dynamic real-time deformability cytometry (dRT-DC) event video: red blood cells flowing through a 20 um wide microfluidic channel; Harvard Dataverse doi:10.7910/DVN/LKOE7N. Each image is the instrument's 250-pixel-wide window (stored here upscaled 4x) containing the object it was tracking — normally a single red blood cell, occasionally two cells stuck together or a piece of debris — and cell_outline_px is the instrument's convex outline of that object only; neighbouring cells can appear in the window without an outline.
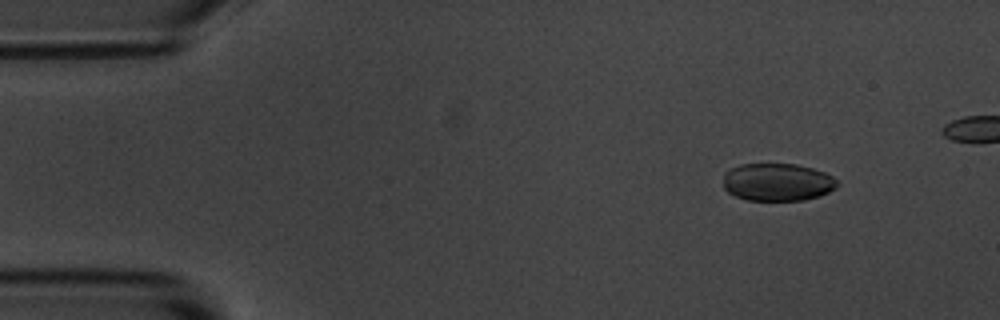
{"species": "common noctule bat (a hibernating species)", "species_latin": "Nyctalus noctula", "temperature_condition": "room temperature", "stored_images_in_passage": 35, "camera_frame_rate_fps": 3000, "um_per_image_px": 0.085, "animal": {"sex": "male", "body_mass_g": 20.1, "forearm_length_mm": 53.5}, "frame": {"image": 1, "passage_image": 6, "time_ms": 1.667, "image_size_px": [1000, 320], "cell_outline_px": [[840, 184], [836, 188], [820, 196], [804, 200], [748, 200], [736, 196], [728, 192], [724, 188], [724, 172], [740, 164], [796, 164], [812, 168], [824, 172], [832, 176]], "centroid_in_image_um": [66.1, 15.48], "position_along_channel_um": 18.9, "area_um2": 25.09}}
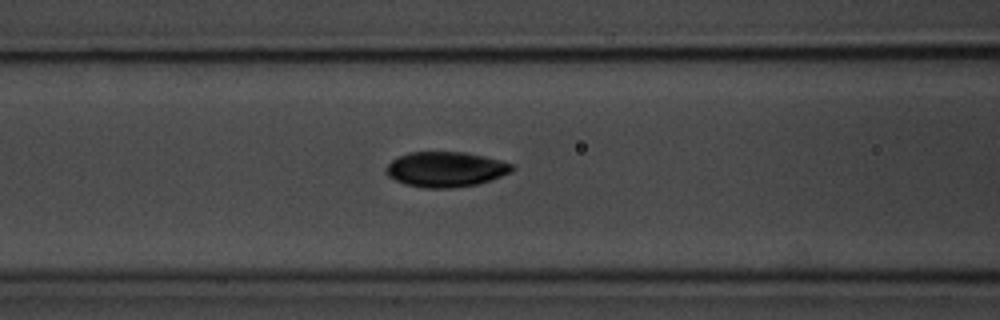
{"frame": {"image": 2, "passage_image": 22, "time_ms": 7.0, "image_size_px": [1000, 320], "cell_outline_px": [[516, 168], [500, 176], [476, 184], [452, 188], [424, 188], [404, 184], [388, 176], [384, 172], [384, 168], [392, 160], [408, 152], [464, 152], [484, 156], [500, 160], [512, 164]], "centroid_in_image_um": [37.83, 14.39], "position_along_channel_um": 128.8, "area_um2": 25.72}}
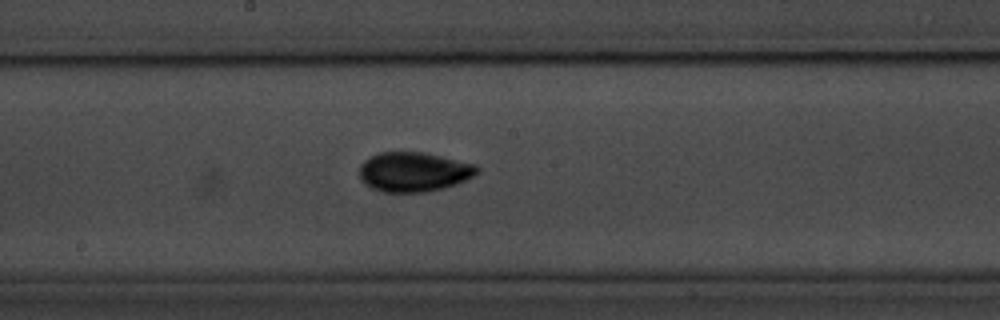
{"frame": {"image": 3, "passage_image": 29, "time_ms": 9.333, "image_size_px": [1000, 320], "cell_outline_px": [[480, 172], [456, 184], [424, 192], [384, 192], [372, 188], [360, 176], [360, 164], [364, 160], [380, 152], [424, 152], [476, 164], [480, 168]], "centroid_in_image_um": [35.2, 14.59], "position_along_channel_um": 213.0, "area_um2": 26.88}}